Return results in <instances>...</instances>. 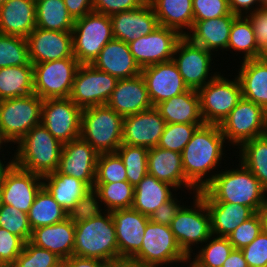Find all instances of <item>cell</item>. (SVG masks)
Returning a JSON list of instances; mask_svg holds the SVG:
<instances>
[{
	"instance_id": "7c38bea8",
	"label": "cell",
	"mask_w": 267,
	"mask_h": 267,
	"mask_svg": "<svg viewBox=\"0 0 267 267\" xmlns=\"http://www.w3.org/2000/svg\"><path fill=\"white\" fill-rule=\"evenodd\" d=\"M80 65L76 58L33 64L34 93L42 100L69 98Z\"/></svg>"
},
{
	"instance_id": "681fc988",
	"label": "cell",
	"mask_w": 267,
	"mask_h": 267,
	"mask_svg": "<svg viewBox=\"0 0 267 267\" xmlns=\"http://www.w3.org/2000/svg\"><path fill=\"white\" fill-rule=\"evenodd\" d=\"M97 190L93 187L86 191L77 203L67 212V218L74 224L97 217L105 212Z\"/></svg>"
},
{
	"instance_id": "1f68e13d",
	"label": "cell",
	"mask_w": 267,
	"mask_h": 267,
	"mask_svg": "<svg viewBox=\"0 0 267 267\" xmlns=\"http://www.w3.org/2000/svg\"><path fill=\"white\" fill-rule=\"evenodd\" d=\"M173 189L176 191V188L171 184L160 181L156 177L147 174L134 187L132 208L150 217L156 209L175 195Z\"/></svg>"
},
{
	"instance_id": "836d02e7",
	"label": "cell",
	"mask_w": 267,
	"mask_h": 267,
	"mask_svg": "<svg viewBox=\"0 0 267 267\" xmlns=\"http://www.w3.org/2000/svg\"><path fill=\"white\" fill-rule=\"evenodd\" d=\"M211 217L214 236L228 237L241 223L255 212L247 206L227 202H205Z\"/></svg>"
},
{
	"instance_id": "f5cc1de1",
	"label": "cell",
	"mask_w": 267,
	"mask_h": 267,
	"mask_svg": "<svg viewBox=\"0 0 267 267\" xmlns=\"http://www.w3.org/2000/svg\"><path fill=\"white\" fill-rule=\"evenodd\" d=\"M194 21L227 16L231 13L228 0H192Z\"/></svg>"
},
{
	"instance_id": "d6a6232c",
	"label": "cell",
	"mask_w": 267,
	"mask_h": 267,
	"mask_svg": "<svg viewBox=\"0 0 267 267\" xmlns=\"http://www.w3.org/2000/svg\"><path fill=\"white\" fill-rule=\"evenodd\" d=\"M148 2L154 10L159 25L175 29L182 36L191 30L194 21L192 0H148Z\"/></svg>"
},
{
	"instance_id": "ffe728a7",
	"label": "cell",
	"mask_w": 267,
	"mask_h": 267,
	"mask_svg": "<svg viewBox=\"0 0 267 267\" xmlns=\"http://www.w3.org/2000/svg\"><path fill=\"white\" fill-rule=\"evenodd\" d=\"M32 64L73 56L72 32L43 30L36 27L26 38Z\"/></svg>"
},
{
	"instance_id": "4dcf8cb0",
	"label": "cell",
	"mask_w": 267,
	"mask_h": 267,
	"mask_svg": "<svg viewBox=\"0 0 267 267\" xmlns=\"http://www.w3.org/2000/svg\"><path fill=\"white\" fill-rule=\"evenodd\" d=\"M238 75L242 88V98L262 106L267 111V61L244 60Z\"/></svg>"
},
{
	"instance_id": "ee69618b",
	"label": "cell",
	"mask_w": 267,
	"mask_h": 267,
	"mask_svg": "<svg viewBox=\"0 0 267 267\" xmlns=\"http://www.w3.org/2000/svg\"><path fill=\"white\" fill-rule=\"evenodd\" d=\"M20 65H33L27 39L0 33V68Z\"/></svg>"
},
{
	"instance_id": "74e56055",
	"label": "cell",
	"mask_w": 267,
	"mask_h": 267,
	"mask_svg": "<svg viewBox=\"0 0 267 267\" xmlns=\"http://www.w3.org/2000/svg\"><path fill=\"white\" fill-rule=\"evenodd\" d=\"M31 229L56 224L67 218V212L42 186L27 213Z\"/></svg>"
},
{
	"instance_id": "8992f818",
	"label": "cell",
	"mask_w": 267,
	"mask_h": 267,
	"mask_svg": "<svg viewBox=\"0 0 267 267\" xmlns=\"http://www.w3.org/2000/svg\"><path fill=\"white\" fill-rule=\"evenodd\" d=\"M113 38L110 16L92 11L75 20L72 30L73 56L81 65L92 64Z\"/></svg>"
},
{
	"instance_id": "8c879c8a",
	"label": "cell",
	"mask_w": 267,
	"mask_h": 267,
	"mask_svg": "<svg viewBox=\"0 0 267 267\" xmlns=\"http://www.w3.org/2000/svg\"><path fill=\"white\" fill-rule=\"evenodd\" d=\"M57 267H67L66 263L63 261Z\"/></svg>"
},
{
	"instance_id": "f6af8a7d",
	"label": "cell",
	"mask_w": 267,
	"mask_h": 267,
	"mask_svg": "<svg viewBox=\"0 0 267 267\" xmlns=\"http://www.w3.org/2000/svg\"><path fill=\"white\" fill-rule=\"evenodd\" d=\"M202 125L204 124L166 123L157 146L182 153L195 131Z\"/></svg>"
},
{
	"instance_id": "6125c7cd",
	"label": "cell",
	"mask_w": 267,
	"mask_h": 267,
	"mask_svg": "<svg viewBox=\"0 0 267 267\" xmlns=\"http://www.w3.org/2000/svg\"><path fill=\"white\" fill-rule=\"evenodd\" d=\"M222 267H248L244 255L240 249H233Z\"/></svg>"
},
{
	"instance_id": "db71d44e",
	"label": "cell",
	"mask_w": 267,
	"mask_h": 267,
	"mask_svg": "<svg viewBox=\"0 0 267 267\" xmlns=\"http://www.w3.org/2000/svg\"><path fill=\"white\" fill-rule=\"evenodd\" d=\"M248 267H267V234L261 233L241 249Z\"/></svg>"
},
{
	"instance_id": "e7e4bbea",
	"label": "cell",
	"mask_w": 267,
	"mask_h": 267,
	"mask_svg": "<svg viewBox=\"0 0 267 267\" xmlns=\"http://www.w3.org/2000/svg\"><path fill=\"white\" fill-rule=\"evenodd\" d=\"M113 267H159V266L141 264L132 260H120L115 265H113Z\"/></svg>"
},
{
	"instance_id": "ba28073f",
	"label": "cell",
	"mask_w": 267,
	"mask_h": 267,
	"mask_svg": "<svg viewBox=\"0 0 267 267\" xmlns=\"http://www.w3.org/2000/svg\"><path fill=\"white\" fill-rule=\"evenodd\" d=\"M132 261L162 267L170 264L189 262V257L182 251L170 226L147 222L142 246L130 259ZM177 262V263H176Z\"/></svg>"
},
{
	"instance_id": "03108f58",
	"label": "cell",
	"mask_w": 267,
	"mask_h": 267,
	"mask_svg": "<svg viewBox=\"0 0 267 267\" xmlns=\"http://www.w3.org/2000/svg\"><path fill=\"white\" fill-rule=\"evenodd\" d=\"M262 232L267 234V203L258 210Z\"/></svg>"
},
{
	"instance_id": "603a6c76",
	"label": "cell",
	"mask_w": 267,
	"mask_h": 267,
	"mask_svg": "<svg viewBox=\"0 0 267 267\" xmlns=\"http://www.w3.org/2000/svg\"><path fill=\"white\" fill-rule=\"evenodd\" d=\"M115 39L127 44L155 30L159 24L148 0L140 7L110 16Z\"/></svg>"
},
{
	"instance_id": "ab89813d",
	"label": "cell",
	"mask_w": 267,
	"mask_h": 267,
	"mask_svg": "<svg viewBox=\"0 0 267 267\" xmlns=\"http://www.w3.org/2000/svg\"><path fill=\"white\" fill-rule=\"evenodd\" d=\"M203 244L193 258L189 257L188 267H222L234 249L227 237L211 235Z\"/></svg>"
},
{
	"instance_id": "7402d4cb",
	"label": "cell",
	"mask_w": 267,
	"mask_h": 267,
	"mask_svg": "<svg viewBox=\"0 0 267 267\" xmlns=\"http://www.w3.org/2000/svg\"><path fill=\"white\" fill-rule=\"evenodd\" d=\"M43 186L42 176L15 165L6 173L2 187L3 204L28 213L35 196Z\"/></svg>"
},
{
	"instance_id": "003e7915",
	"label": "cell",
	"mask_w": 267,
	"mask_h": 267,
	"mask_svg": "<svg viewBox=\"0 0 267 267\" xmlns=\"http://www.w3.org/2000/svg\"><path fill=\"white\" fill-rule=\"evenodd\" d=\"M257 59L267 61V38L259 45Z\"/></svg>"
},
{
	"instance_id": "4fadbf2b",
	"label": "cell",
	"mask_w": 267,
	"mask_h": 267,
	"mask_svg": "<svg viewBox=\"0 0 267 267\" xmlns=\"http://www.w3.org/2000/svg\"><path fill=\"white\" fill-rule=\"evenodd\" d=\"M212 55L214 53L192 43L185 36L178 41L172 60L189 89L198 91L219 74L211 69Z\"/></svg>"
},
{
	"instance_id": "2e32d148",
	"label": "cell",
	"mask_w": 267,
	"mask_h": 267,
	"mask_svg": "<svg viewBox=\"0 0 267 267\" xmlns=\"http://www.w3.org/2000/svg\"><path fill=\"white\" fill-rule=\"evenodd\" d=\"M182 37L175 29L159 25L150 34L137 38L128 46L135 61L142 69L172 60L175 47Z\"/></svg>"
},
{
	"instance_id": "8fae6325",
	"label": "cell",
	"mask_w": 267,
	"mask_h": 267,
	"mask_svg": "<svg viewBox=\"0 0 267 267\" xmlns=\"http://www.w3.org/2000/svg\"><path fill=\"white\" fill-rule=\"evenodd\" d=\"M200 111L205 124H220L242 99L238 77L228 79L219 73L198 91Z\"/></svg>"
},
{
	"instance_id": "91938a15",
	"label": "cell",
	"mask_w": 267,
	"mask_h": 267,
	"mask_svg": "<svg viewBox=\"0 0 267 267\" xmlns=\"http://www.w3.org/2000/svg\"><path fill=\"white\" fill-rule=\"evenodd\" d=\"M228 5L231 13L237 16H246L262 7L259 0H228Z\"/></svg>"
},
{
	"instance_id": "cb8c5ba5",
	"label": "cell",
	"mask_w": 267,
	"mask_h": 267,
	"mask_svg": "<svg viewBox=\"0 0 267 267\" xmlns=\"http://www.w3.org/2000/svg\"><path fill=\"white\" fill-rule=\"evenodd\" d=\"M106 105L123 117L153 108L141 74L118 80Z\"/></svg>"
},
{
	"instance_id": "94428289",
	"label": "cell",
	"mask_w": 267,
	"mask_h": 267,
	"mask_svg": "<svg viewBox=\"0 0 267 267\" xmlns=\"http://www.w3.org/2000/svg\"><path fill=\"white\" fill-rule=\"evenodd\" d=\"M67 267H110L105 261L72 255L64 260Z\"/></svg>"
},
{
	"instance_id": "d6986e66",
	"label": "cell",
	"mask_w": 267,
	"mask_h": 267,
	"mask_svg": "<svg viewBox=\"0 0 267 267\" xmlns=\"http://www.w3.org/2000/svg\"><path fill=\"white\" fill-rule=\"evenodd\" d=\"M141 75L153 107L189 89L173 60L144 67Z\"/></svg>"
},
{
	"instance_id": "be15d7a7",
	"label": "cell",
	"mask_w": 267,
	"mask_h": 267,
	"mask_svg": "<svg viewBox=\"0 0 267 267\" xmlns=\"http://www.w3.org/2000/svg\"><path fill=\"white\" fill-rule=\"evenodd\" d=\"M13 154L12 156H10L11 159H9V161H2L1 157H0V185L3 183L4 177L6 175V173L11 169V167L14 165V158ZM6 163V164H5Z\"/></svg>"
},
{
	"instance_id": "484cf974",
	"label": "cell",
	"mask_w": 267,
	"mask_h": 267,
	"mask_svg": "<svg viewBox=\"0 0 267 267\" xmlns=\"http://www.w3.org/2000/svg\"><path fill=\"white\" fill-rule=\"evenodd\" d=\"M92 65L118 80L135 77L141 74L142 70L131 54L128 44L115 38L103 47Z\"/></svg>"
},
{
	"instance_id": "680465c9",
	"label": "cell",
	"mask_w": 267,
	"mask_h": 267,
	"mask_svg": "<svg viewBox=\"0 0 267 267\" xmlns=\"http://www.w3.org/2000/svg\"><path fill=\"white\" fill-rule=\"evenodd\" d=\"M64 3L74 20L82 18L93 11L92 0H64Z\"/></svg>"
},
{
	"instance_id": "6f0895ef",
	"label": "cell",
	"mask_w": 267,
	"mask_h": 267,
	"mask_svg": "<svg viewBox=\"0 0 267 267\" xmlns=\"http://www.w3.org/2000/svg\"><path fill=\"white\" fill-rule=\"evenodd\" d=\"M252 24L255 40L258 45L267 38V6H262L256 11L246 15Z\"/></svg>"
},
{
	"instance_id": "5bb4252c",
	"label": "cell",
	"mask_w": 267,
	"mask_h": 267,
	"mask_svg": "<svg viewBox=\"0 0 267 267\" xmlns=\"http://www.w3.org/2000/svg\"><path fill=\"white\" fill-rule=\"evenodd\" d=\"M117 82V78L92 64H82L76 72L69 98L81 109L106 105Z\"/></svg>"
},
{
	"instance_id": "83f0119b",
	"label": "cell",
	"mask_w": 267,
	"mask_h": 267,
	"mask_svg": "<svg viewBox=\"0 0 267 267\" xmlns=\"http://www.w3.org/2000/svg\"><path fill=\"white\" fill-rule=\"evenodd\" d=\"M236 17L237 15L230 13L223 17L193 21V26L185 37L212 53L221 49L227 51L230 30Z\"/></svg>"
},
{
	"instance_id": "3957f363",
	"label": "cell",
	"mask_w": 267,
	"mask_h": 267,
	"mask_svg": "<svg viewBox=\"0 0 267 267\" xmlns=\"http://www.w3.org/2000/svg\"><path fill=\"white\" fill-rule=\"evenodd\" d=\"M73 255L105 261L110 266L119 262V251L112 214L105 211L97 217L75 224Z\"/></svg>"
},
{
	"instance_id": "52a82bcc",
	"label": "cell",
	"mask_w": 267,
	"mask_h": 267,
	"mask_svg": "<svg viewBox=\"0 0 267 267\" xmlns=\"http://www.w3.org/2000/svg\"><path fill=\"white\" fill-rule=\"evenodd\" d=\"M42 104L35 93L0 101V133L7 144L17 145L31 128L41 123Z\"/></svg>"
},
{
	"instance_id": "11a10c76",
	"label": "cell",
	"mask_w": 267,
	"mask_h": 267,
	"mask_svg": "<svg viewBox=\"0 0 267 267\" xmlns=\"http://www.w3.org/2000/svg\"><path fill=\"white\" fill-rule=\"evenodd\" d=\"M93 12L111 16L142 6L147 0H92Z\"/></svg>"
},
{
	"instance_id": "8d00e7d4",
	"label": "cell",
	"mask_w": 267,
	"mask_h": 267,
	"mask_svg": "<svg viewBox=\"0 0 267 267\" xmlns=\"http://www.w3.org/2000/svg\"><path fill=\"white\" fill-rule=\"evenodd\" d=\"M75 20L69 14L64 0H37L36 27L43 30L72 32Z\"/></svg>"
},
{
	"instance_id": "816d5d0a",
	"label": "cell",
	"mask_w": 267,
	"mask_h": 267,
	"mask_svg": "<svg viewBox=\"0 0 267 267\" xmlns=\"http://www.w3.org/2000/svg\"><path fill=\"white\" fill-rule=\"evenodd\" d=\"M24 245L22 238L0 227V267H11Z\"/></svg>"
},
{
	"instance_id": "f35d334b",
	"label": "cell",
	"mask_w": 267,
	"mask_h": 267,
	"mask_svg": "<svg viewBox=\"0 0 267 267\" xmlns=\"http://www.w3.org/2000/svg\"><path fill=\"white\" fill-rule=\"evenodd\" d=\"M239 160L267 190V134L243 143L239 148Z\"/></svg>"
},
{
	"instance_id": "2644e50d",
	"label": "cell",
	"mask_w": 267,
	"mask_h": 267,
	"mask_svg": "<svg viewBox=\"0 0 267 267\" xmlns=\"http://www.w3.org/2000/svg\"><path fill=\"white\" fill-rule=\"evenodd\" d=\"M262 6H267V0H259Z\"/></svg>"
},
{
	"instance_id": "9c48e42d",
	"label": "cell",
	"mask_w": 267,
	"mask_h": 267,
	"mask_svg": "<svg viewBox=\"0 0 267 267\" xmlns=\"http://www.w3.org/2000/svg\"><path fill=\"white\" fill-rule=\"evenodd\" d=\"M193 196L192 206L184 205L170 224L175 239L188 257L212 235L211 217L206 203L198 194Z\"/></svg>"
},
{
	"instance_id": "f907efd6",
	"label": "cell",
	"mask_w": 267,
	"mask_h": 267,
	"mask_svg": "<svg viewBox=\"0 0 267 267\" xmlns=\"http://www.w3.org/2000/svg\"><path fill=\"white\" fill-rule=\"evenodd\" d=\"M261 221L258 213L241 223L231 234L228 240L234 249H242L248 246L260 233Z\"/></svg>"
},
{
	"instance_id": "30bf717a",
	"label": "cell",
	"mask_w": 267,
	"mask_h": 267,
	"mask_svg": "<svg viewBox=\"0 0 267 267\" xmlns=\"http://www.w3.org/2000/svg\"><path fill=\"white\" fill-rule=\"evenodd\" d=\"M219 127L226 144L239 148L243 143L267 134V111L242 98Z\"/></svg>"
},
{
	"instance_id": "e0dca14e",
	"label": "cell",
	"mask_w": 267,
	"mask_h": 267,
	"mask_svg": "<svg viewBox=\"0 0 267 267\" xmlns=\"http://www.w3.org/2000/svg\"><path fill=\"white\" fill-rule=\"evenodd\" d=\"M98 156L99 153L79 137L63 144L57 171L84 181L93 188Z\"/></svg>"
},
{
	"instance_id": "f1b7e54d",
	"label": "cell",
	"mask_w": 267,
	"mask_h": 267,
	"mask_svg": "<svg viewBox=\"0 0 267 267\" xmlns=\"http://www.w3.org/2000/svg\"><path fill=\"white\" fill-rule=\"evenodd\" d=\"M35 28V0H9L0 6L1 34L27 38Z\"/></svg>"
},
{
	"instance_id": "4316f807",
	"label": "cell",
	"mask_w": 267,
	"mask_h": 267,
	"mask_svg": "<svg viewBox=\"0 0 267 267\" xmlns=\"http://www.w3.org/2000/svg\"><path fill=\"white\" fill-rule=\"evenodd\" d=\"M30 242L49 250L64 261L73 255L75 224L66 218L56 224L35 228Z\"/></svg>"
},
{
	"instance_id": "7bdbcfd3",
	"label": "cell",
	"mask_w": 267,
	"mask_h": 267,
	"mask_svg": "<svg viewBox=\"0 0 267 267\" xmlns=\"http://www.w3.org/2000/svg\"><path fill=\"white\" fill-rule=\"evenodd\" d=\"M148 150L145 147L121 144L116 151L125 166L127 181L133 187L148 174Z\"/></svg>"
},
{
	"instance_id": "e575fe53",
	"label": "cell",
	"mask_w": 267,
	"mask_h": 267,
	"mask_svg": "<svg viewBox=\"0 0 267 267\" xmlns=\"http://www.w3.org/2000/svg\"><path fill=\"white\" fill-rule=\"evenodd\" d=\"M42 180L43 186L66 212H69L90 189L84 181L59 173L57 170L42 176Z\"/></svg>"
},
{
	"instance_id": "f546056e",
	"label": "cell",
	"mask_w": 267,
	"mask_h": 267,
	"mask_svg": "<svg viewBox=\"0 0 267 267\" xmlns=\"http://www.w3.org/2000/svg\"><path fill=\"white\" fill-rule=\"evenodd\" d=\"M155 108L166 123L205 124L201 116L199 94L193 89L164 100Z\"/></svg>"
},
{
	"instance_id": "ac0fdd59",
	"label": "cell",
	"mask_w": 267,
	"mask_h": 267,
	"mask_svg": "<svg viewBox=\"0 0 267 267\" xmlns=\"http://www.w3.org/2000/svg\"><path fill=\"white\" fill-rule=\"evenodd\" d=\"M166 122L155 108L128 115L123 120L122 144L156 147L164 131Z\"/></svg>"
},
{
	"instance_id": "89a4df30",
	"label": "cell",
	"mask_w": 267,
	"mask_h": 267,
	"mask_svg": "<svg viewBox=\"0 0 267 267\" xmlns=\"http://www.w3.org/2000/svg\"><path fill=\"white\" fill-rule=\"evenodd\" d=\"M3 205V200H2V187L0 185V208Z\"/></svg>"
},
{
	"instance_id": "c3c4849f",
	"label": "cell",
	"mask_w": 267,
	"mask_h": 267,
	"mask_svg": "<svg viewBox=\"0 0 267 267\" xmlns=\"http://www.w3.org/2000/svg\"><path fill=\"white\" fill-rule=\"evenodd\" d=\"M0 227L17 235L25 242L30 241L32 229L29 224L27 213L19 211L13 206L6 204L1 206Z\"/></svg>"
},
{
	"instance_id": "7a4b0ae2",
	"label": "cell",
	"mask_w": 267,
	"mask_h": 267,
	"mask_svg": "<svg viewBox=\"0 0 267 267\" xmlns=\"http://www.w3.org/2000/svg\"><path fill=\"white\" fill-rule=\"evenodd\" d=\"M236 166L239 168L219 170L212 181L197 194L205 202L240 204L257 213L267 203V190L240 161Z\"/></svg>"
},
{
	"instance_id": "9a60e30c",
	"label": "cell",
	"mask_w": 267,
	"mask_h": 267,
	"mask_svg": "<svg viewBox=\"0 0 267 267\" xmlns=\"http://www.w3.org/2000/svg\"><path fill=\"white\" fill-rule=\"evenodd\" d=\"M81 112L70 98L45 99L41 123L64 144L80 137Z\"/></svg>"
},
{
	"instance_id": "d590c367",
	"label": "cell",
	"mask_w": 267,
	"mask_h": 267,
	"mask_svg": "<svg viewBox=\"0 0 267 267\" xmlns=\"http://www.w3.org/2000/svg\"><path fill=\"white\" fill-rule=\"evenodd\" d=\"M34 94L33 65L0 68V101Z\"/></svg>"
},
{
	"instance_id": "bcb514c9",
	"label": "cell",
	"mask_w": 267,
	"mask_h": 267,
	"mask_svg": "<svg viewBox=\"0 0 267 267\" xmlns=\"http://www.w3.org/2000/svg\"><path fill=\"white\" fill-rule=\"evenodd\" d=\"M127 181L126 169L116 152L100 153L94 183Z\"/></svg>"
},
{
	"instance_id": "44dd1931",
	"label": "cell",
	"mask_w": 267,
	"mask_h": 267,
	"mask_svg": "<svg viewBox=\"0 0 267 267\" xmlns=\"http://www.w3.org/2000/svg\"><path fill=\"white\" fill-rule=\"evenodd\" d=\"M115 224L120 260H130L141 248L149 217L135 209L125 208L111 211Z\"/></svg>"
},
{
	"instance_id": "60d3db41",
	"label": "cell",
	"mask_w": 267,
	"mask_h": 267,
	"mask_svg": "<svg viewBox=\"0 0 267 267\" xmlns=\"http://www.w3.org/2000/svg\"><path fill=\"white\" fill-rule=\"evenodd\" d=\"M230 49L236 53H243V61L257 59L259 45L255 40V33L251 22L246 16H237L230 30L227 51Z\"/></svg>"
},
{
	"instance_id": "5b68a950",
	"label": "cell",
	"mask_w": 267,
	"mask_h": 267,
	"mask_svg": "<svg viewBox=\"0 0 267 267\" xmlns=\"http://www.w3.org/2000/svg\"><path fill=\"white\" fill-rule=\"evenodd\" d=\"M123 120L107 105L82 109L80 137L99 154L116 152L122 144Z\"/></svg>"
},
{
	"instance_id": "6da1fadb",
	"label": "cell",
	"mask_w": 267,
	"mask_h": 267,
	"mask_svg": "<svg viewBox=\"0 0 267 267\" xmlns=\"http://www.w3.org/2000/svg\"><path fill=\"white\" fill-rule=\"evenodd\" d=\"M224 143L226 144L225 137L218 124H204L195 131L183 149L181 155L186 180L198 192L219 172L213 170H218L225 158L227 150L224 149L227 145Z\"/></svg>"
},
{
	"instance_id": "9f6ffc18",
	"label": "cell",
	"mask_w": 267,
	"mask_h": 267,
	"mask_svg": "<svg viewBox=\"0 0 267 267\" xmlns=\"http://www.w3.org/2000/svg\"><path fill=\"white\" fill-rule=\"evenodd\" d=\"M175 197H177L176 194L169 201L163 203L158 209H156L149 217V220L170 226L174 217L184 206V202L180 205L181 202Z\"/></svg>"
},
{
	"instance_id": "b9f144b4",
	"label": "cell",
	"mask_w": 267,
	"mask_h": 267,
	"mask_svg": "<svg viewBox=\"0 0 267 267\" xmlns=\"http://www.w3.org/2000/svg\"><path fill=\"white\" fill-rule=\"evenodd\" d=\"M105 211L131 208L134 200V187L128 181L94 183Z\"/></svg>"
},
{
	"instance_id": "a7ac6f4b",
	"label": "cell",
	"mask_w": 267,
	"mask_h": 267,
	"mask_svg": "<svg viewBox=\"0 0 267 267\" xmlns=\"http://www.w3.org/2000/svg\"><path fill=\"white\" fill-rule=\"evenodd\" d=\"M7 142L3 139V137H2V135H1V133H0V152H2L1 151V149L3 148V146H5L6 147V145H8V144H6ZM5 144V145H4ZM0 155H2L1 157H3V161L4 160H7V159H5L4 158V156L3 155H5L4 153L2 154H0Z\"/></svg>"
},
{
	"instance_id": "753ad0ef",
	"label": "cell",
	"mask_w": 267,
	"mask_h": 267,
	"mask_svg": "<svg viewBox=\"0 0 267 267\" xmlns=\"http://www.w3.org/2000/svg\"><path fill=\"white\" fill-rule=\"evenodd\" d=\"M9 0H0V6L8 2Z\"/></svg>"
},
{
	"instance_id": "277c9868",
	"label": "cell",
	"mask_w": 267,
	"mask_h": 267,
	"mask_svg": "<svg viewBox=\"0 0 267 267\" xmlns=\"http://www.w3.org/2000/svg\"><path fill=\"white\" fill-rule=\"evenodd\" d=\"M14 165L41 176L55 172L63 144L40 123L17 143Z\"/></svg>"
},
{
	"instance_id": "d4e9b609",
	"label": "cell",
	"mask_w": 267,
	"mask_h": 267,
	"mask_svg": "<svg viewBox=\"0 0 267 267\" xmlns=\"http://www.w3.org/2000/svg\"><path fill=\"white\" fill-rule=\"evenodd\" d=\"M148 174L156 177L158 180L171 184L178 191L179 189L193 191L192 194H197L198 191L186 180L182 165V155L179 152L152 147L148 150Z\"/></svg>"
},
{
	"instance_id": "7dc6e473",
	"label": "cell",
	"mask_w": 267,
	"mask_h": 267,
	"mask_svg": "<svg viewBox=\"0 0 267 267\" xmlns=\"http://www.w3.org/2000/svg\"><path fill=\"white\" fill-rule=\"evenodd\" d=\"M61 262L56 254L27 241L11 267H57Z\"/></svg>"
}]
</instances>
